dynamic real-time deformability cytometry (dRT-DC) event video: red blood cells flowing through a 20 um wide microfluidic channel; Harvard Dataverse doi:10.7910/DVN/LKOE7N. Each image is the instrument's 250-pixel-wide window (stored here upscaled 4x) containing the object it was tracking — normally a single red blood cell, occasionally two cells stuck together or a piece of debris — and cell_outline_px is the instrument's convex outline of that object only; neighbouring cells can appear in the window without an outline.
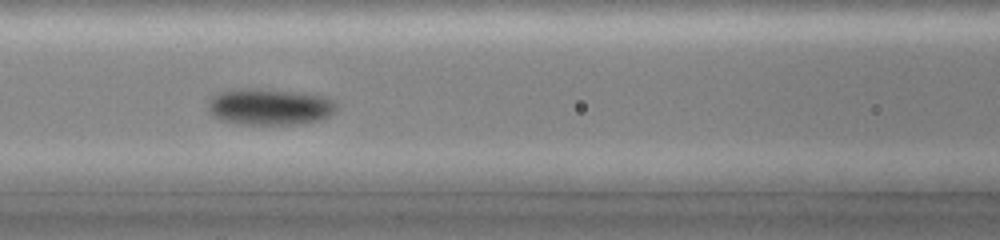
{"species": "common noctule bat (a hibernating species)", "species_latin": "Nyctalus noctula", "temperature_condition": "cold", "stored_images_in_passage": 42, "camera_frame_rate_fps": 3000, "um_per_image_px": 0.085, "animal": {"sex": "female", "body_mass_g": 19.0, "forearm_length_mm": 51.5}, "frame": {"image": 1, "passage_image": 20, "time_ms": 6.333, "image_size_px": [1000, 240], "cell_outline_px": [[336, 108], [328, 116], [320, 120], [296, 124], [240, 124], [224, 120], [212, 116], [208, 108], [208, 100], [216, 92], [244, 88], [252, 88], [300, 92], [328, 96], [336, 104]], "centroid_in_image_um": [22.9, 9.06], "position_along_channel_um": 143.7, "area_um2": 27.34}}
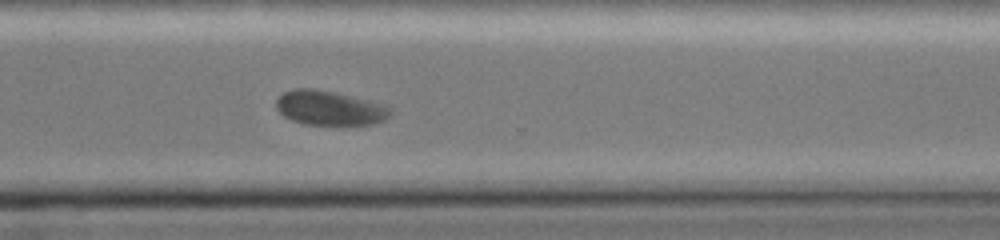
{"frame": {"image": 2, "passage_image": 35, "time_ms": 11.333, "image_size_px": [1000, 240], "cell_outline_px": [[392, 116], [384, 120], [372, 124], [304, 124], [292, 120], [284, 116], [276, 108], [276, 100], [284, 92], [296, 88], [312, 88], [336, 92], [384, 104], [392, 108]], "centroid_in_image_um": [28.04, 9.17], "position_along_channel_um": 342.6, "area_um2": 22.95}}
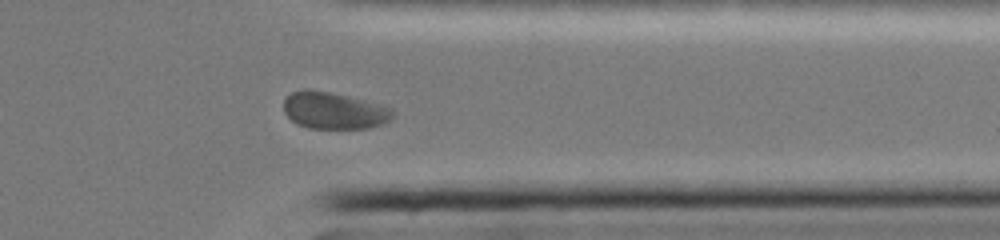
{"frame": {"image": 3, "passage_image": 38, "time_ms": 12.333, "image_size_px": [1000, 240], "cell_outline_px": [[396, 112], [392, 120], [384, 124], [368, 128], [308, 128], [296, 124], [284, 112], [284, 100], [292, 92], [304, 88], [308, 88], [348, 96], [392, 108]], "centroid_in_image_um": [28.41, 9.4], "position_along_channel_um": 383.0, "area_um2": 23.52}}